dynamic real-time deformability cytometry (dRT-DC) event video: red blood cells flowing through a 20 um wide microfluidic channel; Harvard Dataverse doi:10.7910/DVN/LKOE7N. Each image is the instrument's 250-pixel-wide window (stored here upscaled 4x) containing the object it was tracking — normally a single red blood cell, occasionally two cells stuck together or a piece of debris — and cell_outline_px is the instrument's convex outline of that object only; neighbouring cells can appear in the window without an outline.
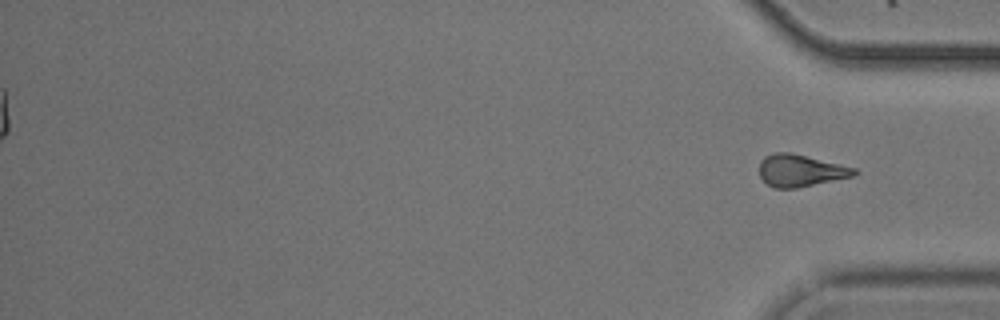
{"species": "common noctule bat (a hibernating species)", "species_latin": "Nyctalus noctula", "temperature_condition": "cold", "stored_images_in_passage": 40, "segment_of_instrument_passage": [2, 2], "camera_frame_rate_fps": 3000, "um_per_image_px": 0.085, "animal": {"sex": "male", "body_mass_g": 20.5, "forearm_length_mm": 52.5}, "frame": {"image": 1, "passage_image": 40, "time_ms": 13.0, "image_size_px": [1000, 320], "cell_outline_px": [[860, 172], [852, 176], [796, 188], [776, 188], [768, 184], [760, 176], [760, 160], [764, 156], [776, 152], [792, 152], [856, 168]], "centroid_in_image_um": [68.04, 14.48], "position_along_channel_um": 367.2, "area_um2": 17.63}}